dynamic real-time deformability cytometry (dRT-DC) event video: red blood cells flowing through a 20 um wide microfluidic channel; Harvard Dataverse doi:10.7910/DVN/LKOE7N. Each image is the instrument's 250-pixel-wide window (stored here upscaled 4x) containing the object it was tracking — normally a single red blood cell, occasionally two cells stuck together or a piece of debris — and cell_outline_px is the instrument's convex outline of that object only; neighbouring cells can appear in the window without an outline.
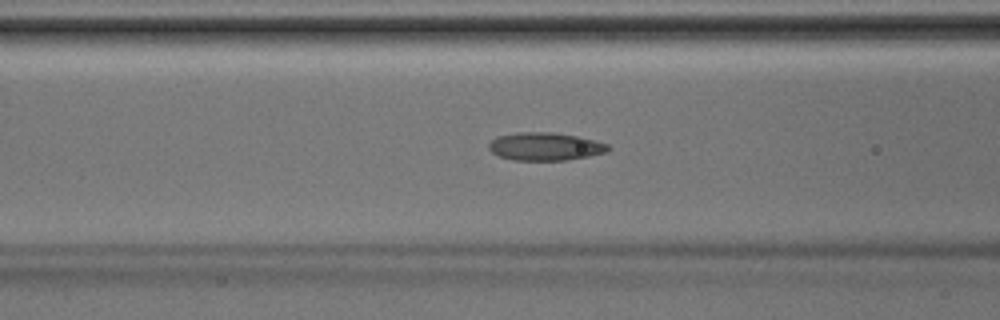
{"species": "Egyptian fruit bat (a non-hibernating species)", "species_latin": "Rousettus aegyptiacus", "temperature_condition": "room temperature", "stored_images_in_passage": 42, "camera_frame_rate_fps": 3000, "um_per_image_px": 0.085, "animal": {"sex": "male"}, "frame": {"image": 1, "passage_image": 17, "time_ms": 5.333, "image_size_px": [1000, 320], "cell_outline_px": [[612, 148], [608, 152], [588, 156], [564, 160], [512, 160], [500, 156], [492, 152], [488, 148], [488, 144], [496, 136], [516, 132], [552, 132], [576, 136], [608, 144]], "centroid_in_image_um": [46.32, 12.45], "position_along_channel_um": 120.3, "area_um2": 19.42}}
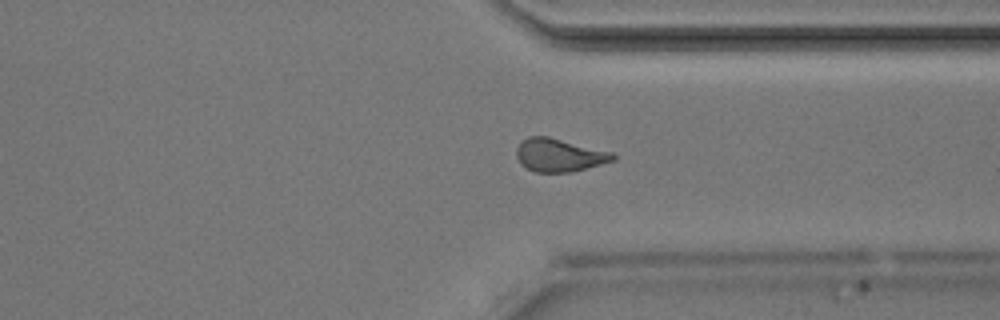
{"frame": {"image": 2, "passage_image": 32, "time_ms": 10.333, "image_size_px": [1000, 320], "cell_outline_px": [[616, 160], [572, 172], [536, 172], [520, 164], [516, 156], [516, 148], [528, 136], [548, 136], [612, 152], [616, 156]], "centroid_in_image_um": [47.54, 13.19], "position_along_channel_um": 363.9, "area_um2": 18.55}}
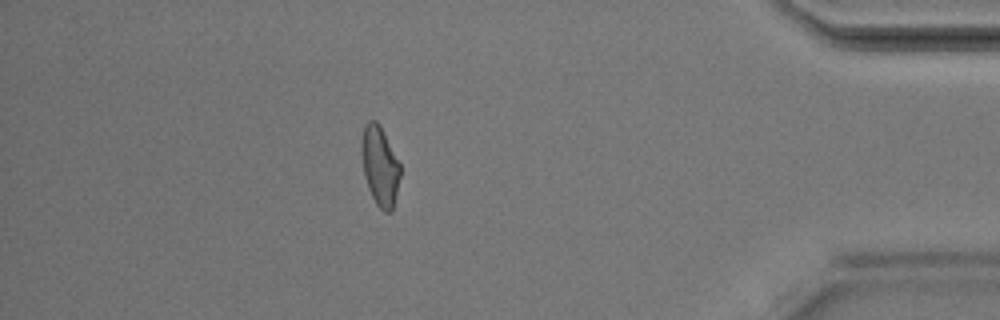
{"frame": {"image": 3, "passage_image": 37, "time_ms": 12.0, "image_size_px": [1000, 320], "cell_outline_px": [[400, 176], [392, 212], [384, 212], [376, 204], [368, 188], [364, 176], [360, 148], [360, 144], [364, 128], [368, 120], [376, 120], [380, 124], [400, 164]], "centroid_in_image_um": [32.28, 14.1], "position_along_channel_um": 402.9, "area_um2": 17.98}}